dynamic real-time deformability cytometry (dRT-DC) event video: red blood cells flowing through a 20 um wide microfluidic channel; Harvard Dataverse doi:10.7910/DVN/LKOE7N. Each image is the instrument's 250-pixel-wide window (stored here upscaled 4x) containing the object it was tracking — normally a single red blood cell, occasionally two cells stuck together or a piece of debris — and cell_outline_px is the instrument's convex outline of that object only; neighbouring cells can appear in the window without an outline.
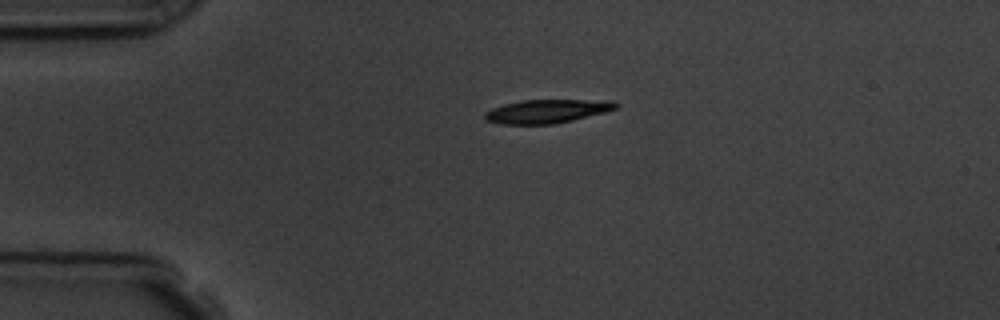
{"species": "common noctule bat (a hibernating species)", "species_latin": "Nyctalus noctula", "temperature_condition": "room temperature", "stored_images_in_passage": 3, "camera_frame_rate_fps": 3000, "um_per_image_px": 0.085, "animal": {"sex": "male", "body_mass_g": 19.5, "forearm_length_mm": 54.6}, "frame": {"image": 1, "passage_image": 1, "time_ms": 0.0, "image_size_px": [1000, 320], "cell_outline_px": [[620, 104], [616, 108], [604, 112], [572, 120], [552, 124], [500, 124], [484, 120], [484, 112], [492, 108], [504, 104], [520, 100], [612, 100]], "centroid_in_image_um": [46.46, 9.45], "position_along_channel_um": 38.5, "area_um2": 18.03}}